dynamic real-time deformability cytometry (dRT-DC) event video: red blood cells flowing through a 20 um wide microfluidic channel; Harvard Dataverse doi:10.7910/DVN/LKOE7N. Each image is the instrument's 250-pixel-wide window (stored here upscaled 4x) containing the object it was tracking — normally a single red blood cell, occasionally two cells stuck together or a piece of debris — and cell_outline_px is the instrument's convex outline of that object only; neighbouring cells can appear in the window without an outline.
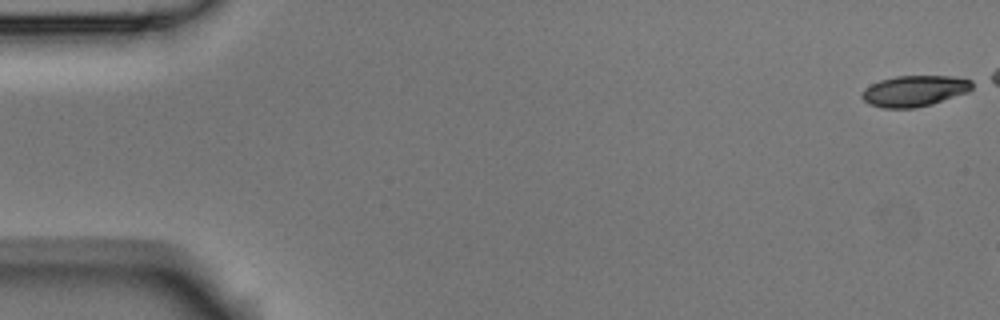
{"species": "Egyptian fruit bat (a non-hibernating species)", "species_latin": "Rousettus aegyptiacus", "temperature_condition": "room temperature", "stored_images_in_passage": 3, "camera_frame_rate_fps": 3000, "um_per_image_px": 0.085, "animal": {"sex": "male"}, "frame": {"image": 1, "passage_image": 1, "time_ms": 0.0, "image_size_px": [1000, 320], "cell_outline_px": [[972, 88], [968, 92], [932, 104], [912, 108], [884, 108], [868, 104], [860, 96], [864, 88], [880, 80], [896, 76], [956, 76], [972, 80]], "centroid_in_image_um": [77.72, 7.72], "position_along_channel_um": 7.3, "area_um2": 19.94}}